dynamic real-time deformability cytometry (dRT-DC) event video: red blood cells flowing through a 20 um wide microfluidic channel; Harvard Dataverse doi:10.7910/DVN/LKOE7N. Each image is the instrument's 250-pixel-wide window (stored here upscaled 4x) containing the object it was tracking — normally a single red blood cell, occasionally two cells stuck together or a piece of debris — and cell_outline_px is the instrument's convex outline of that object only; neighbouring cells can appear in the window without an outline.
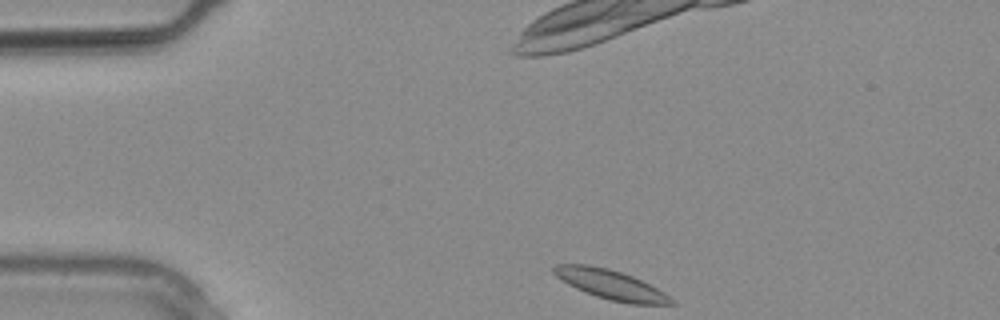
{"species": "common noctule bat (a hibernating species)", "species_latin": "Nyctalus noctula", "temperature_condition": "warm", "stored_images_in_passage": 12, "camera_frame_rate_fps": 3000, "um_per_image_px": 0.085, "animal": {"sex": "male", "body_mass_g": 20.4}, "frame": {"image": 1, "passage_image": 1, "time_ms": 0.0, "image_size_px": [1000, 320], "cell_outline_px": [[676, 304], [628, 304], [596, 296], [576, 288], [568, 284], [556, 276], [552, 272], [552, 268], [556, 264], [588, 264], [608, 268], [632, 276], [664, 292]], "centroid_in_image_um": [51.87, 24.18], "position_along_channel_um": 33.1, "area_um2": 19.88}}